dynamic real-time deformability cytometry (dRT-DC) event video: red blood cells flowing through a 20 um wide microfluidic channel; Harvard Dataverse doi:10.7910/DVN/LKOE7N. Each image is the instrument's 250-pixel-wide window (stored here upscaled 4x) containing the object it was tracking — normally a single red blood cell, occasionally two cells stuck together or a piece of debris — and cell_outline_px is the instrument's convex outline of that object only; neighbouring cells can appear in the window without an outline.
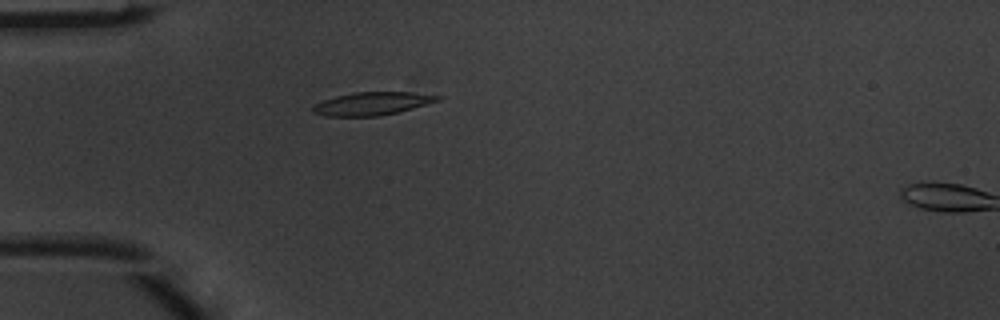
{"species": "common noctule bat (a hibernating species)", "species_latin": "Nyctalus noctula", "temperature_condition": "warm", "stored_images_in_passage": 3, "camera_frame_rate_fps": 3000, "um_per_image_px": 0.085, "animal": {"sex": "male", "body_mass_g": 20.1, "forearm_length_mm": 53.5}, "frame": {"image": 1, "passage_image": 2, "time_ms": 0.333, "image_size_px": [1000, 320], "cell_outline_px": [[444, 96], [440, 100], [412, 108], [380, 116], [324, 116], [312, 112], [312, 108], [316, 104], [324, 100], [336, 96], [356, 92], [408, 92]], "centroid_in_image_um": [31.63, 8.81], "position_along_channel_um": 53.4, "area_um2": 16.53}}